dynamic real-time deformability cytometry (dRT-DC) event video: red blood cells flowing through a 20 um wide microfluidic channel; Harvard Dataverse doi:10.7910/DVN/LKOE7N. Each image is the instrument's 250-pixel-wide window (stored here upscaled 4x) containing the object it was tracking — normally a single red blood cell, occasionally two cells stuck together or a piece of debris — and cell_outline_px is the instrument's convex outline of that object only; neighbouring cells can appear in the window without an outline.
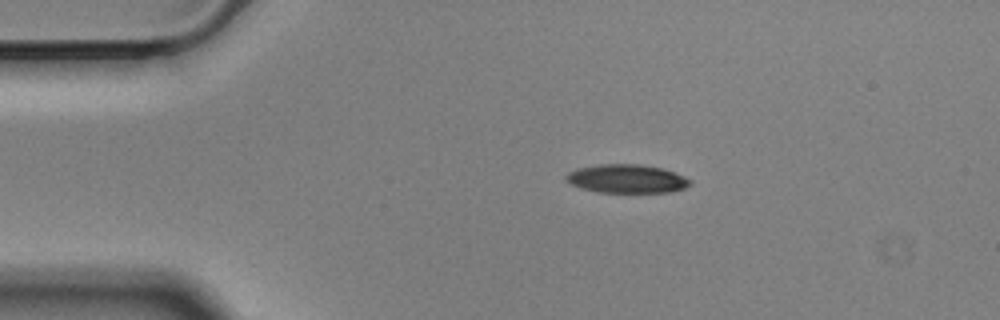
{"species": "Egyptian fruit bat (a non-hibernating species)", "species_latin": "Rousettus aegyptiacus", "temperature_condition": "cold", "stored_images_in_passage": 47, "camera_frame_rate_fps": 3000, "um_per_image_px": 0.085, "animal": {"sex": "male"}, "frame": {"image": 1, "passage_image": 1, "time_ms": 0.0, "image_size_px": [1000, 320], "cell_outline_px": [[692, 184], [684, 188], [668, 192], [596, 192], [580, 188], [572, 184], [564, 176], [568, 172], [576, 168], [600, 164], [640, 164], [664, 168], [676, 172], [692, 180]], "centroid_in_image_um": [53.3, 15.18], "position_along_channel_um": 31.7, "area_um2": 20.81}}
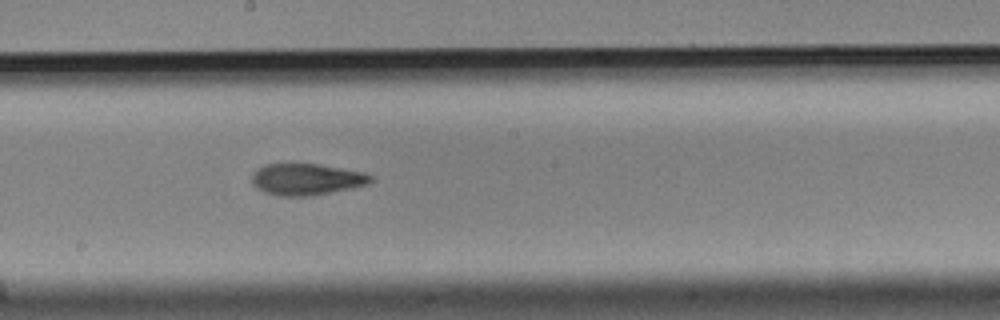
{"frame": {"image": 2, "passage_image": 21, "time_ms": 6.667, "image_size_px": [1000, 320], "cell_outline_px": [[372, 180], [368, 184], [352, 188], [312, 196], [280, 196], [264, 192], [256, 188], [252, 180], [252, 176], [256, 168], [264, 164], [292, 160], [320, 164], [364, 172], [372, 176]], "centroid_in_image_um": [26.0, 15.19], "position_along_channel_um": 222.2, "area_um2": 22.72}}
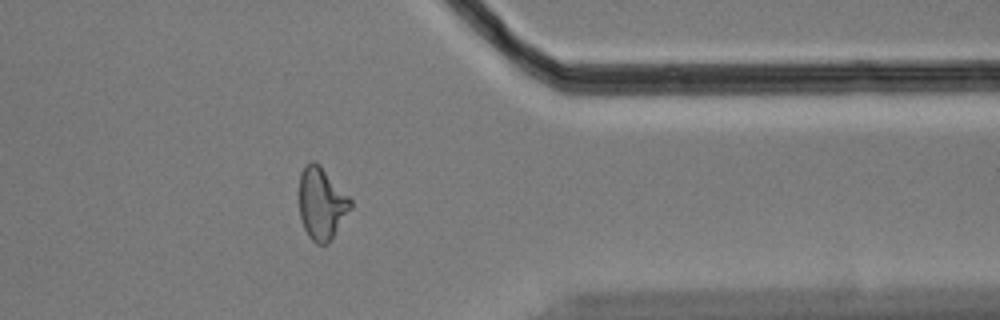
{"frame": {"image": 3, "passage_image": 36, "time_ms": 11.667, "image_size_px": [1000, 320], "cell_outline_px": [[352, 208], [328, 244], [316, 244], [308, 236], [304, 228], [300, 216], [300, 172], [304, 164], [312, 160], [320, 164], [352, 200]], "centroid_in_image_um": [27.34, 17.28], "position_along_channel_um": 384.1, "area_um2": 21.68}, "authors_computed_cell_mechanics": {"area_um2": 21.7906, "velocity_mm_per_s": 3.4974, "shape_relaxation_time_tau1_ms": 7.4844, "shape_relaxation_time_tau2_ms": 3.3034, "deformation_change_tau1": 0.1957, "deformation_change_tau2": 0.1104}}